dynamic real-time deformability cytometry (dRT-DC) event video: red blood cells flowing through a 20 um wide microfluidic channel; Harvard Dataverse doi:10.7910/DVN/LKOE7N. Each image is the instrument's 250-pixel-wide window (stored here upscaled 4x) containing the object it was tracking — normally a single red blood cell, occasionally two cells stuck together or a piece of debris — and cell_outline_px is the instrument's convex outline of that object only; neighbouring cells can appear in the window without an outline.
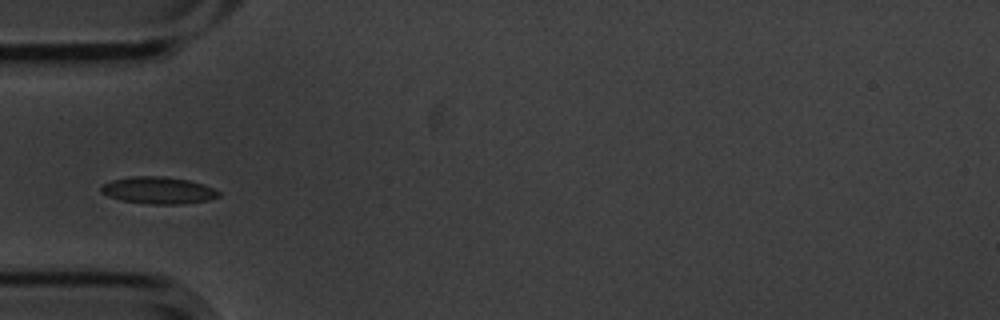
{"species": "common noctule bat (a hibernating species)", "species_latin": "Nyctalus noctula", "temperature_condition": "cold", "stored_images_in_passage": 13, "camera_frame_rate_fps": 3000, "um_per_image_px": 0.085, "animal": {"sex": "male", "body_mass_g": 20.1, "forearm_length_mm": 53.5}, "frame": {"image": 1, "passage_image": 3, "time_ms": 0.667, "image_size_px": [1000, 320], "cell_outline_px": [[220, 196], [208, 200], [180, 204], [148, 204], [120, 200], [108, 196], [100, 192], [100, 188], [104, 184], [112, 180], [132, 176], [164, 176], [188, 180], [204, 184], [220, 192]], "centroid_in_image_um": [13.44, 16.18], "position_along_channel_um": 71.6, "area_um2": 18.5}}
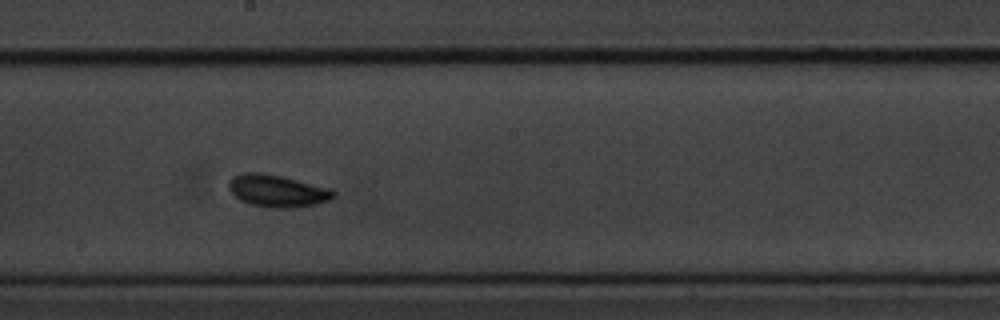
{"frame": {"image": 2, "passage_image": 7, "time_ms": 2.0, "image_size_px": [1000, 320], "cell_outline_px": [[336, 196], [328, 200], [316, 204], [288, 208], [272, 208], [252, 204], [240, 200], [228, 188], [228, 180], [232, 176], [244, 172], [260, 172], [280, 176], [328, 188], [336, 192]], "centroid_in_image_um": [23.53, 16.22], "position_along_channel_um": 224.7, "area_um2": 19.42}}
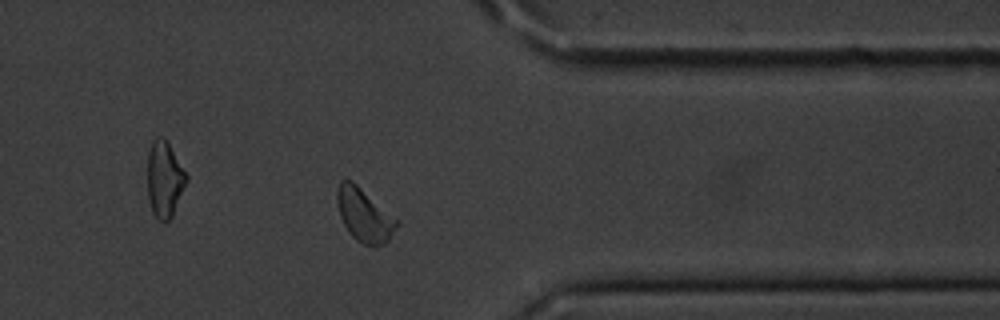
{"frame": {"image": 3, "passage_image": 11, "time_ms": 3.333, "image_size_px": [1000, 320], "cell_outline_px": [[400, 224], [388, 240], [376, 248], [372, 248], [356, 240], [348, 232], [340, 216], [336, 200], [336, 188], [340, 180], [352, 180], [400, 220]], "centroid_in_image_um": [30.98, 18.29], "position_along_channel_um": 380.4, "area_um2": 18.96}}